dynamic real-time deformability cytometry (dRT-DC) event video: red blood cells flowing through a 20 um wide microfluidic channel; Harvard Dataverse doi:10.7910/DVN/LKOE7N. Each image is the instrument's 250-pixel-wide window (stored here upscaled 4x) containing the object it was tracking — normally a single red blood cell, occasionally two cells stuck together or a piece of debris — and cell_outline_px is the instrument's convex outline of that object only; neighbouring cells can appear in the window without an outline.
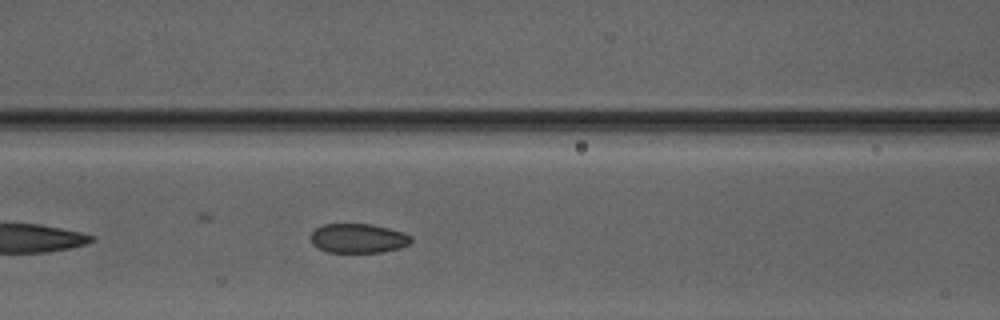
{"species": "Egyptian fruit bat (a non-hibernating species)", "species_latin": "Rousettus aegyptiacus", "temperature_condition": "warm", "stored_images_in_passage": 30, "camera_frame_rate_fps": 3000, "um_per_image_px": 0.085, "animal": {"sex": "male"}, "frame": {"image": 1, "passage_image": 7, "time_ms": 2.0, "image_size_px": [1000, 320], "cell_outline_px": [[412, 240], [408, 244], [400, 248], [384, 252], [328, 252], [312, 244], [308, 236], [316, 228], [324, 224], [372, 224], [404, 232], [412, 236]], "centroid_in_image_um": [30.44, 20.25], "position_along_channel_um": 136.2, "area_um2": 17.28}}
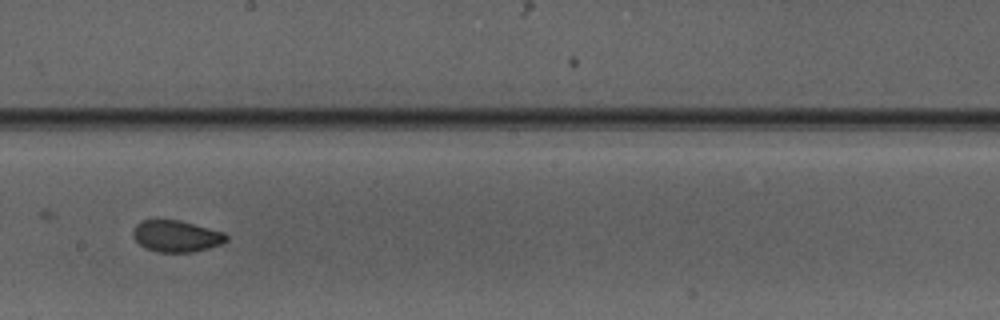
{"frame": {"image": 2, "passage_image": 14, "time_ms": 4.333, "image_size_px": [1000, 320], "cell_outline_px": [[228, 240], [220, 244], [208, 248], [192, 252], [156, 252], [140, 244], [132, 236], [132, 232], [136, 224], [140, 220], [156, 216], [180, 220], [224, 232], [228, 236]], "centroid_in_image_um": [14.94, 20.02], "position_along_channel_um": 233.3, "area_um2": 17.69}}
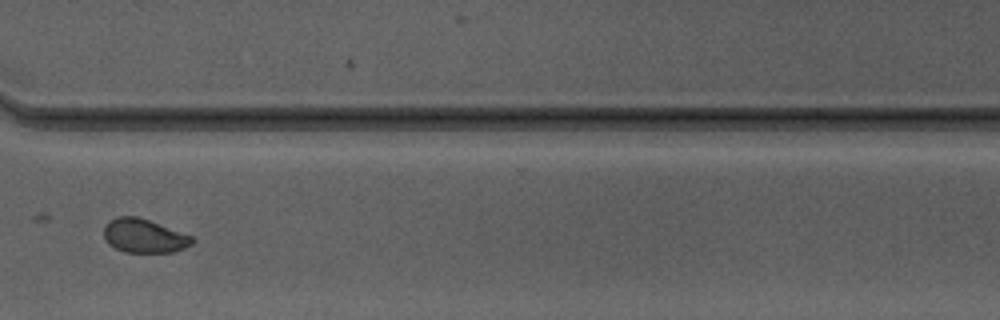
{"frame": {"image": 3, "passage_image": 23, "time_ms": 7.333, "image_size_px": [1000, 320], "cell_outline_px": [[196, 240], [192, 244], [184, 248], [172, 252], [124, 252], [108, 244], [104, 236], [104, 228], [108, 220], [120, 216], [136, 216], [148, 220], [192, 236]], "centroid_in_image_um": [12.24, 20.05], "position_along_channel_um": 358.4, "area_um2": 17.28}, "authors_computed_cell_mechanics": {"area_um2": 17.7446, "velocity_mm_per_s": 4.175, "shape_relaxation_time_tau1_ms": null, "shape_relaxation_time_tau2_ms": 0.973, "deformation_change_tau1": null, "deformation_change_tau2": 0.0513}}